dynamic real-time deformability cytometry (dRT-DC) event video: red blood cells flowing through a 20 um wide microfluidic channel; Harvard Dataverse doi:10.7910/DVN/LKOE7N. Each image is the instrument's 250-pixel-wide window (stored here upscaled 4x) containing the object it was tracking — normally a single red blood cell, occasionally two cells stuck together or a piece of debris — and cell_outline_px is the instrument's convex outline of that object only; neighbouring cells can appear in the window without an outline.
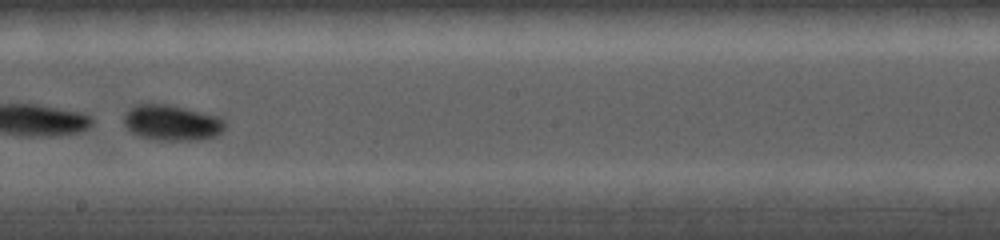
{"species": "common noctule bat (a hibernating species)", "species_latin": "Nyctalus noctula", "temperature_condition": "cold", "stored_images_in_passage": 29, "camera_frame_rate_fps": 5000, "um_per_image_px": 0.085, "animal": {"sex": "female", "body_mass_g": 19.0, "forearm_length_mm": 56.7}, "frame": {"image": 1, "passage_image": 13, "time_ms": 4.8, "image_size_px": [1000, 240], "cell_outline_px": [[224, 128], [216, 136], [196, 140], [156, 140], [140, 136], [132, 132], [124, 124], [124, 116], [128, 108], [136, 104], [168, 104], [216, 116], [224, 120]], "centroid_in_image_um": [14.57, 10.43], "position_along_channel_um": 233.6, "area_um2": 20.75}}